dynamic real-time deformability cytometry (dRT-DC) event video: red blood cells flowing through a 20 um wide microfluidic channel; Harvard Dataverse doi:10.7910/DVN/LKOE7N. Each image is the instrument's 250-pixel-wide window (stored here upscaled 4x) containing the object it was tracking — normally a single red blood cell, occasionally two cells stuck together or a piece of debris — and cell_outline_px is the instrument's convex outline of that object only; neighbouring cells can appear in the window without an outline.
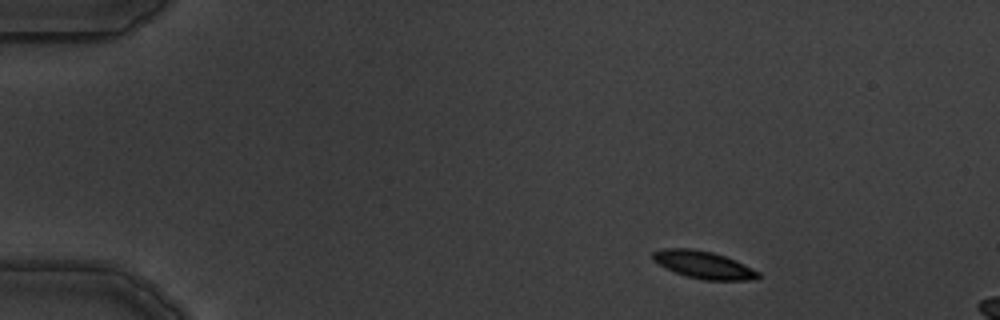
{"species": "common noctule bat (a hibernating species)", "species_latin": "Nyctalus noctula", "temperature_condition": "warm", "stored_images_in_passage": 4, "camera_frame_rate_fps": 3000, "um_per_image_px": 0.085, "animal": {"sex": "male", "body_mass_g": 19.5, "forearm_length_mm": 54.6}, "frame": {"image": 1, "passage_image": 1, "time_ms": 0.0, "image_size_px": [1000, 320], "cell_outline_px": [[760, 276], [748, 280], [704, 280], [688, 276], [664, 268], [652, 260], [652, 252], [664, 248], [688, 248], [712, 252], [736, 260], [760, 272]], "centroid_in_image_um": [59.77, 22.5], "position_along_channel_um": 25.2, "area_um2": 16.76}}